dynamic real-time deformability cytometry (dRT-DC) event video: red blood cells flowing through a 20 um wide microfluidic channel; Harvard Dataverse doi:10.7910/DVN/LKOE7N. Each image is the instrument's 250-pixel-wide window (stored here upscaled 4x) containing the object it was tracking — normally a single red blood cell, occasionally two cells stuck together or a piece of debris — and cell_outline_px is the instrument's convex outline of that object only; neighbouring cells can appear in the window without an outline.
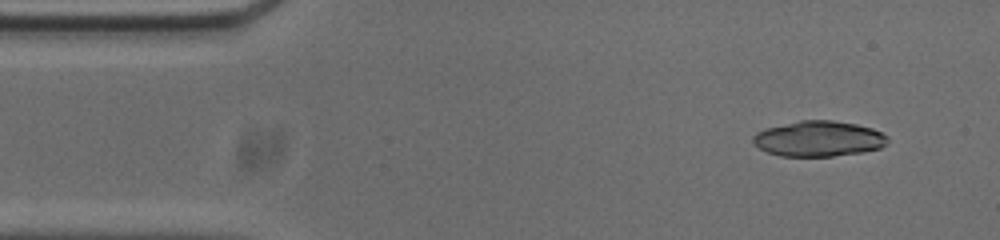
{"species": "common noctule bat (a hibernating species)", "species_latin": "Nyctalus noctula", "temperature_condition": "cold", "stored_images_in_passage": 53, "camera_frame_rate_fps": 3000, "um_per_image_px": 0.085, "animal": {"sex": "male", "body_mass_g": 20.0, "forearm_length_mm": 53.3}, "frame": {"image": 1, "passage_image": 4, "time_ms": 1.0, "image_size_px": [1000, 240], "cell_outline_px": [[888, 140], [880, 148], [860, 152], [832, 156], [780, 156], [768, 152], [760, 148], [752, 140], [752, 136], [756, 132], [764, 128], [800, 120], [832, 120], [856, 124], [872, 128], [888, 136]], "centroid_in_image_um": [69.56, 11.78], "position_along_channel_um": 15.4, "area_um2": 27.74}}